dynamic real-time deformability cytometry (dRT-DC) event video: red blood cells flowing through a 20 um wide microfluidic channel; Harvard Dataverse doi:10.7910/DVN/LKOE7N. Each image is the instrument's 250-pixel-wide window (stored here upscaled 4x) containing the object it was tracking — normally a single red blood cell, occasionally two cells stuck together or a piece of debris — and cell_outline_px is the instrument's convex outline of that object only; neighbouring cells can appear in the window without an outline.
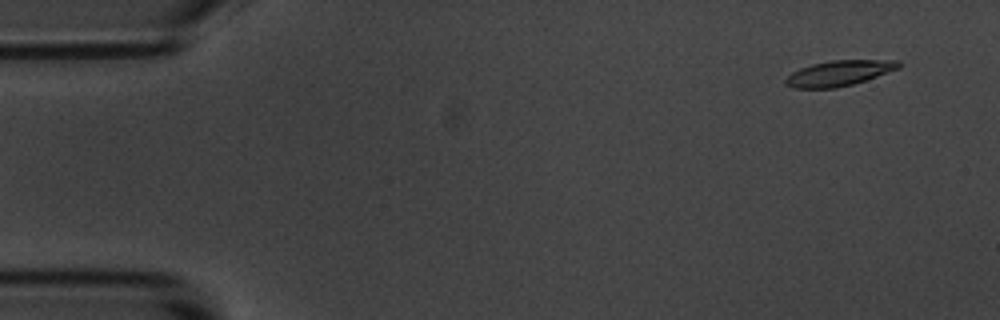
{"species": "common noctule bat (a hibernating species)", "species_latin": "Nyctalus noctula", "temperature_condition": "room temperature", "stored_images_in_passage": 10, "camera_frame_rate_fps": 3000, "um_per_image_px": 0.085, "animal": {"sex": "male", "body_mass_g": 20.1, "forearm_length_mm": 53.5}, "frame": {"image": 1, "passage_image": 1, "time_ms": 0.0, "image_size_px": [1000, 320], "cell_outline_px": [[900, 68], [852, 84], [836, 88], [792, 88], [784, 80], [792, 72], [800, 68], [812, 64], [832, 60], [900, 60]], "centroid_in_image_um": [71.32, 6.21], "position_along_channel_um": 13.7, "area_um2": 16.53}}
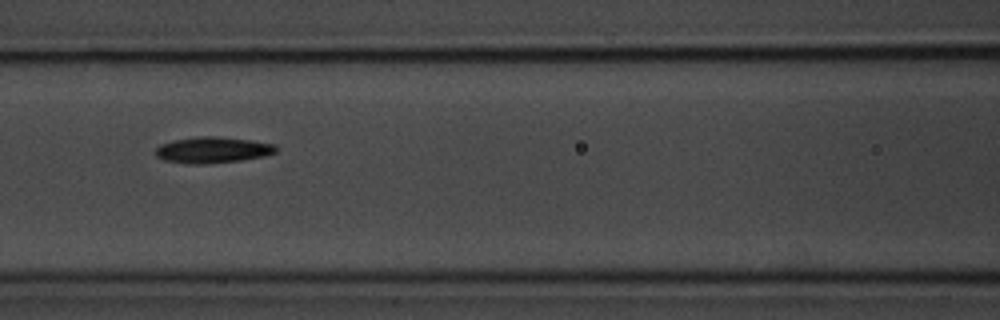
{"frame": {"image": 2, "passage_image": 7, "time_ms": 7.0, "image_size_px": [1000, 320], "cell_outline_px": [[280, 148], [276, 152], [264, 156], [240, 160], [200, 164], [188, 164], [164, 160], [156, 156], [156, 148], [160, 144], [172, 140], [196, 136], [220, 136], [252, 140], [276, 144]], "centroid_in_image_um": [18.1, 12.73], "position_along_channel_um": 148.5, "area_um2": 18.55}}